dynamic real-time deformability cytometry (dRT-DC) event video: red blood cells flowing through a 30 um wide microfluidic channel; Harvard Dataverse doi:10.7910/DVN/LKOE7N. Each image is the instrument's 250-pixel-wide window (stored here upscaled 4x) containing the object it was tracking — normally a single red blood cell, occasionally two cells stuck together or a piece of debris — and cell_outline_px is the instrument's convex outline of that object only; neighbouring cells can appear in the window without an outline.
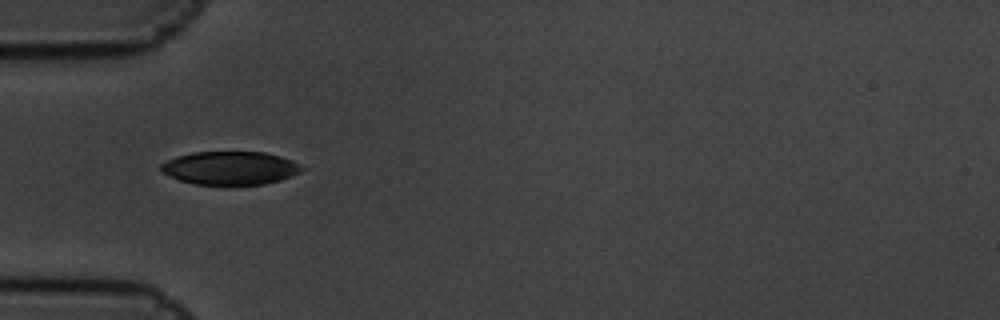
{"species": "common noctule bat (a hibernating species)", "species_latin": "Nyctalus noctula", "temperature_condition": "cold", "stored_images_in_passage": 2, "camera_frame_rate_fps": 3000, "um_per_image_px": 0.085, "animal": {"sex": "male", "body_mass_g": 19.5, "forearm_length_mm": 54.6}, "frame": {"image": 1, "passage_image": 1, "time_ms": 0.0, "image_size_px": [1000, 320], "cell_outline_px": [[304, 168], [300, 172], [292, 176], [280, 180], [264, 184], [196, 184], [180, 180], [164, 172], [160, 168], [160, 164], [176, 156], [196, 152], [264, 152], [280, 156], [292, 160], [300, 164]], "centroid_in_image_um": [19.6, 14.27], "position_along_channel_um": 65.4, "area_um2": 27.05}}
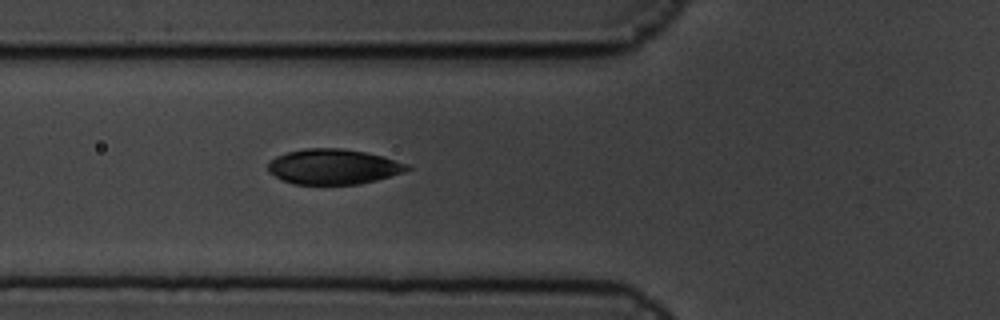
{"frame": {"image": 2, "passage_image": 2, "time_ms": 0.333, "image_size_px": [1000, 320], "cell_outline_px": [[412, 168], [404, 172], [376, 180], [360, 184], [296, 184], [284, 180], [268, 172], [268, 164], [276, 156], [288, 152], [304, 148], [340, 148], [364, 152], [380, 156], [408, 164]], "centroid_in_image_um": [28.33, 14.17], "position_along_channel_um": 97.5, "area_um2": 28.26}}